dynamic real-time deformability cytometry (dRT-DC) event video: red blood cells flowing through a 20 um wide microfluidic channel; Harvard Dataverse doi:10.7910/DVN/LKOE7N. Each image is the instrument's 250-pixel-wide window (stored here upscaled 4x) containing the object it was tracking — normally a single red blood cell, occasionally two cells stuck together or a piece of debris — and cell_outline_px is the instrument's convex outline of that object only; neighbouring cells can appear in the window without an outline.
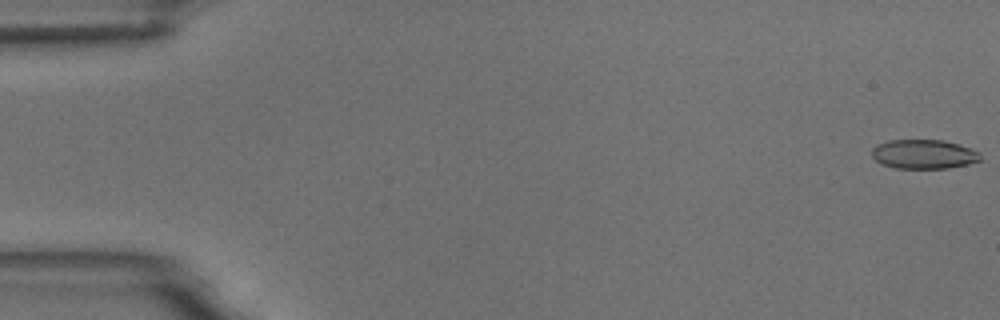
{"species": "common noctule bat (a hibernating species)", "species_latin": "Nyctalus noctula", "temperature_condition": "room temperature", "stored_images_in_passage": 5, "camera_frame_rate_fps": 3000, "um_per_image_px": 0.085, "animal": {"sex": "male", "body_mass_g": 18.8}, "frame": {"image": 1, "passage_image": 1, "time_ms": 0.0, "image_size_px": [1000, 320], "cell_outline_px": [[980, 160], [968, 164], [948, 168], [896, 168], [884, 164], [876, 160], [872, 156], [872, 148], [876, 144], [888, 140], [944, 140], [972, 148], [980, 152]], "centroid_in_image_um": [78.53, 13.09], "position_along_channel_um": 6.5, "area_um2": 18.5}}
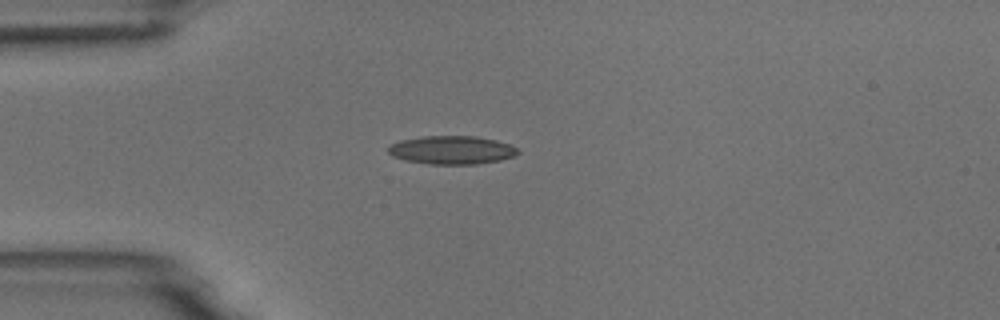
{"frame": {"image": 2, "passage_image": 5, "time_ms": 4.667, "image_size_px": [1000, 320], "cell_outline_px": [[520, 152], [516, 156], [500, 160], [476, 164], [432, 164], [404, 160], [392, 156], [388, 152], [388, 148], [392, 144], [400, 140], [424, 136], [476, 136], [496, 140], [508, 144], [516, 148]], "centroid_in_image_um": [38.41, 12.75], "position_along_channel_um": 46.6, "area_um2": 21.39}}